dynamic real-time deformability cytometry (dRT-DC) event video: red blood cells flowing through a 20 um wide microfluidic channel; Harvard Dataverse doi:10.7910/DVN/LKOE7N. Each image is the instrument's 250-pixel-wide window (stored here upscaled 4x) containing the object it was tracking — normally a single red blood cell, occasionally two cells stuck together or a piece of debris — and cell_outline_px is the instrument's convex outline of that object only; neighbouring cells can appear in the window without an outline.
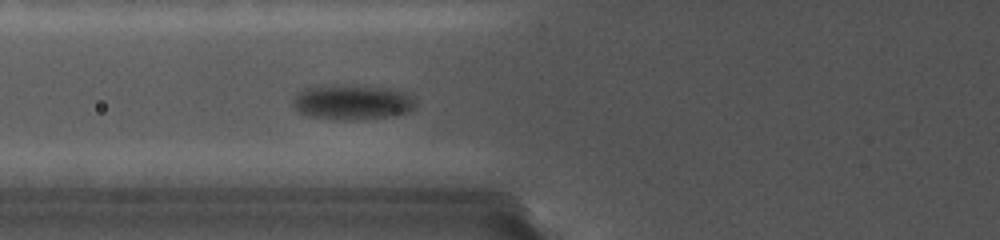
{"species": "common noctule bat (a hibernating species)", "species_latin": "Nyctalus noctula", "temperature_condition": "cold", "stored_images_in_passage": 26, "camera_frame_rate_fps": 5000, "um_per_image_px": 0.085, "animal": {"sex": "female", "body_mass_g": 19.0, "forearm_length_mm": 56.7}, "frame": {"image": 1, "passage_image": 8, "time_ms": 2.6, "image_size_px": [1000, 240], "cell_outline_px": [[416, 104], [412, 112], [396, 116], [356, 120], [332, 120], [304, 116], [292, 104], [296, 96], [300, 92], [312, 88], [380, 88], [400, 92], [408, 96]], "centroid_in_image_um": [29.96, 8.8], "position_along_channel_um": 95.8, "area_um2": 23.76}}
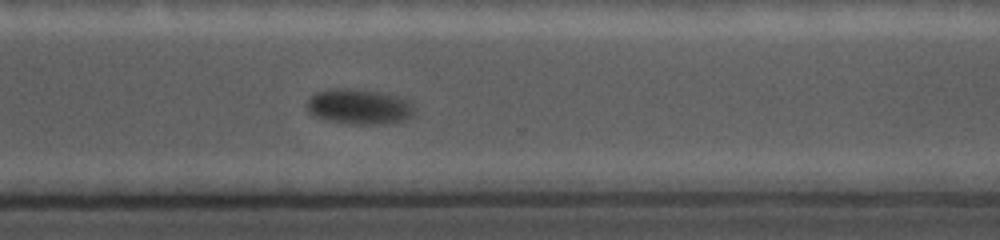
{"frame": {"image": 2, "passage_image": 22, "time_ms": 9.4, "image_size_px": [1000, 240], "cell_outline_px": [[412, 116], [404, 120], [384, 124], [348, 124], [328, 120], [316, 116], [308, 112], [308, 100], [316, 92], [380, 92], [396, 96], [408, 100], [412, 104]], "centroid_in_image_um": [30.58, 9.14], "position_along_channel_um": 340.0, "area_um2": 20.75}}
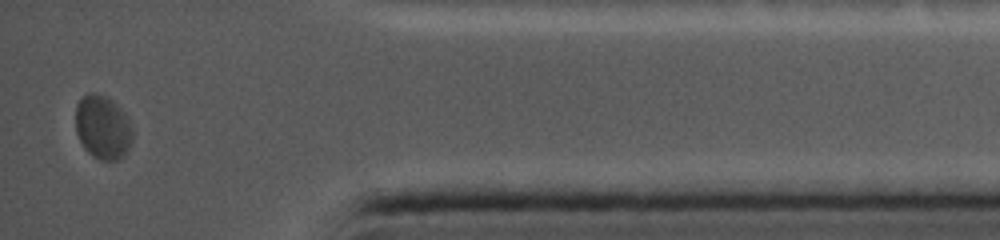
{"frame": {"image": 3, "passage_image": 26, "time_ms": 12.2, "image_size_px": [1000, 240], "cell_outline_px": [[132, 140], [128, 152], [124, 156], [116, 160], [100, 160], [92, 156], [84, 148], [76, 132], [76, 104], [88, 92], [92, 92], [104, 96], [112, 100], [128, 116], [132, 128]], "centroid_in_image_um": [8.75, 10.83], "position_along_channel_um": 426.4, "area_um2": 21.33}, "authors_computed_cell_mechanics": {"area_um2": 22.4553, "velocity_mm_per_s": 3.581, "shape_relaxation_time_tau1_ms": 2.3387, "shape_relaxation_time_tau2_ms": null, "deformation_change_tau1": 0.0626, "deformation_change_tau2": null}}